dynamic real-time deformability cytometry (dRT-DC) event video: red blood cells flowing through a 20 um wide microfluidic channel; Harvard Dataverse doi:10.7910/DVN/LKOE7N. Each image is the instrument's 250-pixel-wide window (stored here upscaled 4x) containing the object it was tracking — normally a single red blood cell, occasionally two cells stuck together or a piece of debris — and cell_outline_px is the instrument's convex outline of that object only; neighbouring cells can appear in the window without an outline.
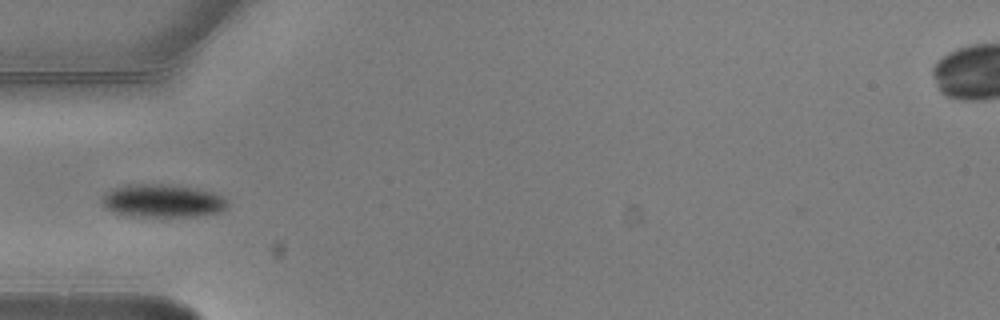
{"species": "common noctule bat (a hibernating species)", "species_latin": "Nyctalus noctula", "temperature_condition": "warm", "stored_images_in_passage": 6, "camera_frame_rate_fps": 3000, "um_per_image_px": 0.085, "animal": {"sex": "male", "body_mass_g": 20.5, "forearm_length_mm": 52.5}, "frame": {"image": 1, "passage_image": 5, "time_ms": 1.333, "image_size_px": [1000, 320], "cell_outline_px": [[228, 204], [220, 212], [196, 216], [132, 216], [112, 212], [104, 208], [104, 196], [112, 188], [128, 184], [168, 184], [196, 188], [212, 192], [224, 196], [228, 200]], "centroid_in_image_um": [13.84, 17.06], "position_along_channel_um": 71.2, "area_um2": 24.16}}
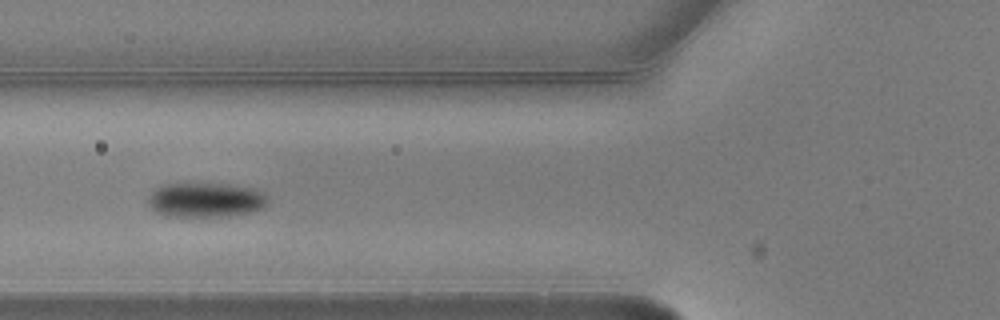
{"frame": {"image": 2, "passage_image": 6, "time_ms": 1.667, "image_size_px": [1000, 320], "cell_outline_px": [[268, 204], [264, 208], [248, 212], [228, 216], [168, 216], [156, 212], [152, 208], [148, 200], [152, 192], [156, 188], [164, 184], [228, 184], [252, 188], [264, 192], [268, 196]], "centroid_in_image_um": [17.53, 16.99], "position_along_channel_um": 108.3, "area_um2": 23.99}}